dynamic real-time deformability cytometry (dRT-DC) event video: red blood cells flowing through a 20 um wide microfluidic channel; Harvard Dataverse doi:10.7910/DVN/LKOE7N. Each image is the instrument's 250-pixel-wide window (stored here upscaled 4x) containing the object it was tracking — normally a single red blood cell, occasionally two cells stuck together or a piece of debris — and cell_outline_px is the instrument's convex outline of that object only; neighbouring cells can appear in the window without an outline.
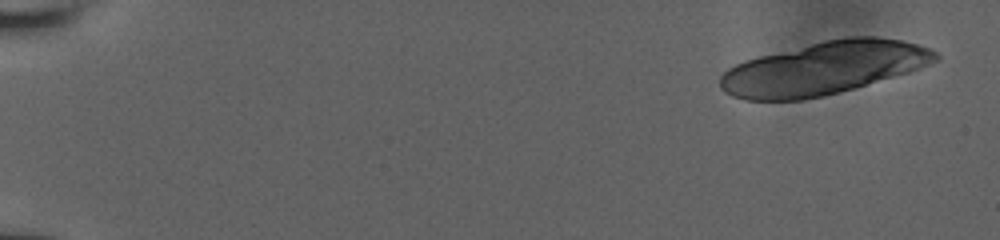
{"species": "human", "species_latin": "Homo sapiens", "temperature_condition": "room temperature", "stored_images_in_passage": 15, "camera_frame_rate_fps": 3000, "um_per_image_px": 0.085, "donor": {"sex": "male"}, "frame": {"image": 1, "passage_image": 1, "time_ms": 0.0, "image_size_px": [1000, 240], "cell_outline_px": [[940, 60], [920, 68], [908, 72], [856, 88], [824, 96], [804, 100], [744, 100], [732, 96], [724, 92], [720, 88], [720, 76], [728, 68], [744, 60], [824, 40], [848, 36], [876, 36], [900, 40], [932, 48], [940, 56]], "centroid_in_image_um": [70.04, 5.8], "position_along_channel_um": 15.0, "area_um2": 66.59}}
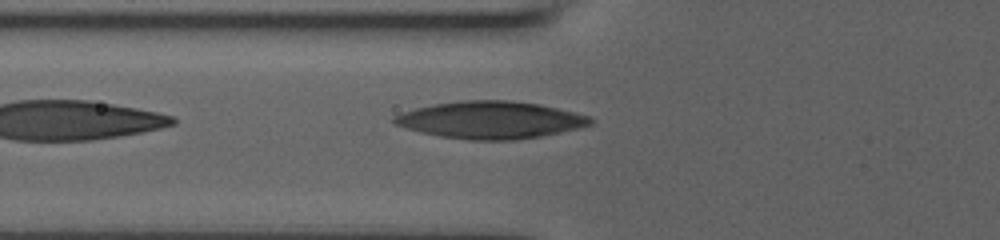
{"frame": {"image": 2, "passage_image": 13, "time_ms": 6.667, "image_size_px": [1000, 240], "cell_outline_px": [[592, 124], [560, 132], [540, 136], [516, 140], [468, 140], [440, 136], [420, 132], [392, 124], [392, 116], [400, 112], [432, 104], [464, 100], [508, 100], [540, 104], [592, 116]], "centroid_in_image_um": [41.65, 10.19], "position_along_channel_um": 84.2, "area_um2": 42.77}}
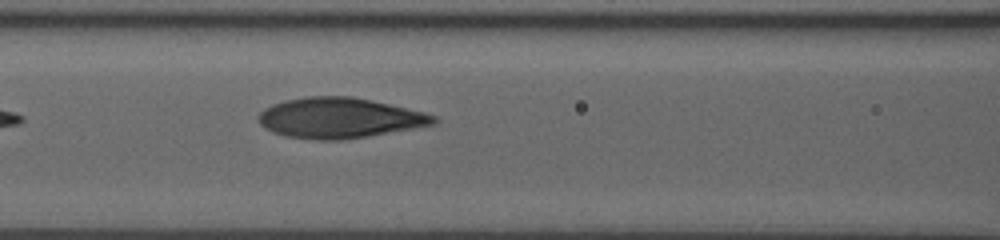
{"frame": {"image": 3, "passage_image": 15, "time_ms": 8.0, "image_size_px": [1000, 240], "cell_outline_px": [[436, 124], [368, 136], [340, 140], [316, 140], [288, 136], [272, 132], [264, 128], [260, 124], [256, 116], [264, 108], [272, 104], [284, 100], [304, 96], [352, 96], [372, 100], [424, 112], [436, 116]], "centroid_in_image_um": [28.81, 10.02], "position_along_channel_um": 137.8, "area_um2": 41.33}}